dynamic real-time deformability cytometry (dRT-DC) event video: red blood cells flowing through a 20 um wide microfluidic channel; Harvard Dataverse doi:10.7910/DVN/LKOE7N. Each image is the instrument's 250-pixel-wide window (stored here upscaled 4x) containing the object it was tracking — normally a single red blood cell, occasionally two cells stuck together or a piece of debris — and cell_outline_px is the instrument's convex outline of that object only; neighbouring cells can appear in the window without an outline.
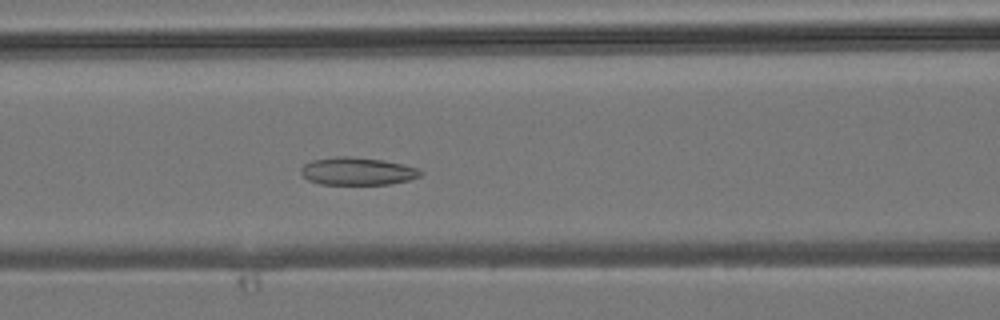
{"species": "common noctule bat (a hibernating species)", "species_latin": "Nyctalus noctula", "temperature_condition": "room temperature", "stored_images_in_passage": 32, "camera_frame_rate_fps": 3000, "um_per_image_px": 0.085, "animal": {"sex": "male", "body_mass_g": 19.2, "forearm_length_mm": 51.8}, "frame": {"image": 1, "passage_image": 7, "time_ms": 2.0, "image_size_px": [1000, 320], "cell_outline_px": [[424, 172], [420, 176], [408, 180], [388, 184], [320, 184], [308, 180], [300, 172], [300, 168], [304, 164], [312, 160], [336, 156], [348, 156], [384, 160], [404, 164], [416, 168]], "centroid_in_image_um": [30.36, 14.55], "position_along_channel_um": 136.2, "area_um2": 19.31}}
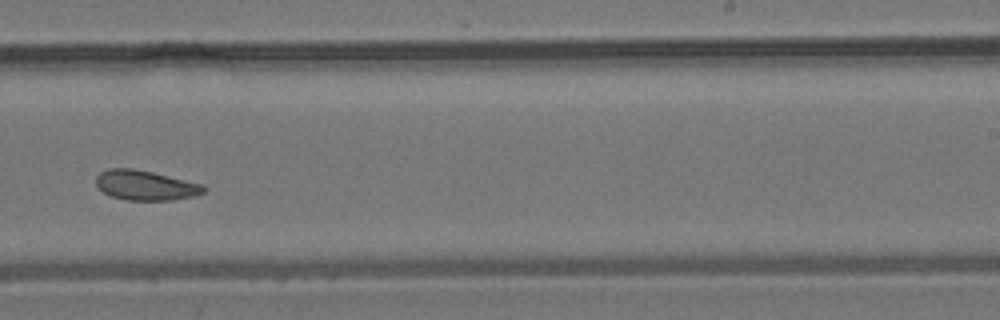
{"frame": {"image": 2, "passage_image": 16, "time_ms": 5.0, "image_size_px": [1000, 320], "cell_outline_px": [[208, 188], [204, 192], [196, 196], [172, 200], [124, 200], [112, 196], [104, 192], [96, 184], [96, 176], [100, 172], [108, 168], [132, 168], [152, 172], [204, 184]], "centroid_in_image_um": [12.4, 15.75], "position_along_channel_um": 276.6, "area_um2": 18.84}}
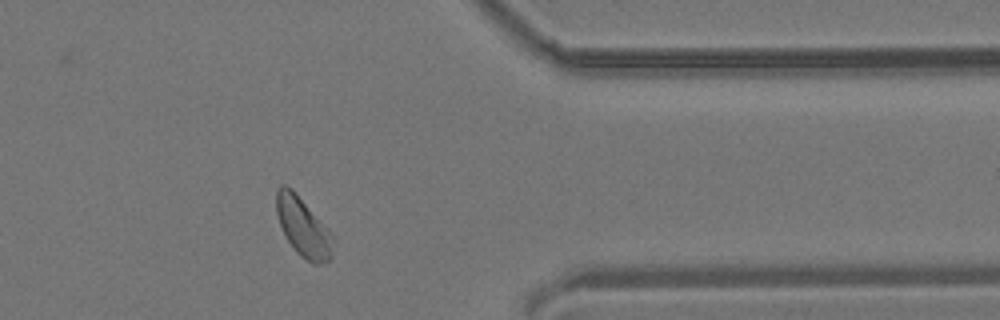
{"frame": {"image": 3, "passage_image": 24, "time_ms": 7.667, "image_size_px": [1000, 320], "cell_outline_px": [[336, 240], [332, 256], [328, 260], [320, 264], [312, 264], [296, 252], [288, 240], [280, 224], [276, 212], [276, 188], [280, 184], [284, 184], [292, 188], [328, 228]], "centroid_in_image_um": [25.79, 19.29], "position_along_channel_um": 385.6, "area_um2": 19.71}}